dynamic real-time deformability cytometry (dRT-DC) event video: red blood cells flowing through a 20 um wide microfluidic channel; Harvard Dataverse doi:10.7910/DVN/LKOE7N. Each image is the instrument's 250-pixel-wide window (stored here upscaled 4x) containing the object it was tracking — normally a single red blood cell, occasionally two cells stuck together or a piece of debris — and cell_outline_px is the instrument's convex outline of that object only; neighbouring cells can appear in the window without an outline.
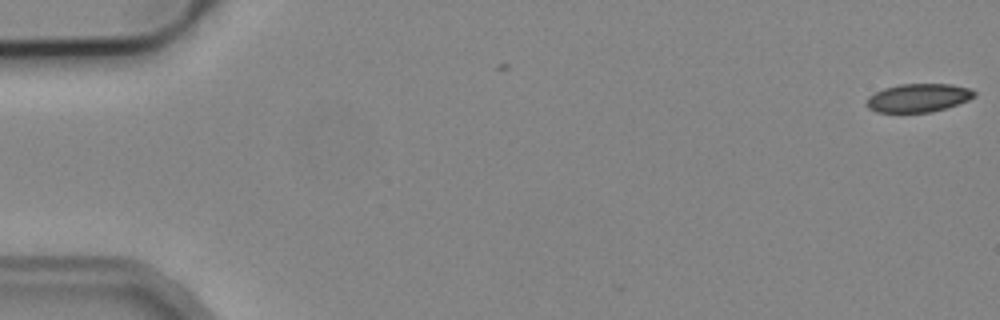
{"species": "common noctule bat (a hibernating species)", "species_latin": "Nyctalus noctula", "temperature_condition": "cold", "stored_images_in_passage": 2, "camera_frame_rate_fps": 3000, "um_per_image_px": 0.085, "animal": {"sex": "male", "body_mass_g": 19.2, "forearm_length_mm": 51.8}, "frame": {"image": 1, "passage_image": 2, "time_ms": 1.0, "image_size_px": [1000, 320], "cell_outline_px": [[976, 96], [968, 100], [932, 112], [876, 112], [868, 108], [868, 96], [884, 88], [900, 84], [952, 84], [972, 88], [976, 92]], "centroid_in_image_um": [78.09, 8.3], "position_along_channel_um": 6.9, "area_um2": 17.74}}